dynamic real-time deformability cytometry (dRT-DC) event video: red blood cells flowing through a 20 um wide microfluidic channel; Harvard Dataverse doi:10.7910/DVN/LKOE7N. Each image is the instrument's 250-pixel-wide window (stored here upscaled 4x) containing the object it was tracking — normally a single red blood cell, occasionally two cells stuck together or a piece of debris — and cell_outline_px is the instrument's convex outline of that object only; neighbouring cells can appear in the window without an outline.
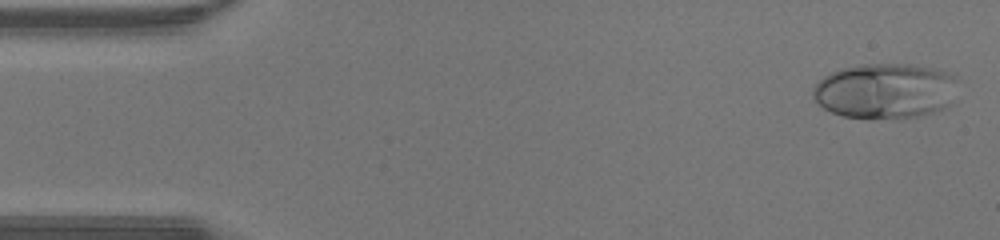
{"species": "human", "species_latin": "Homo sapiens", "temperature_condition": "warm", "stored_images_in_passage": 46, "camera_frame_rate_fps": 3000, "um_per_image_px": 0.085, "donor": {"sex": "male"}, "frame": {"image": 1, "passage_image": 2, "time_ms": 0.333, "image_size_px": [1000, 240], "cell_outline_px": [[956, 80], [952, 104], [944, 108], [932, 112], [916, 116], [872, 120], [844, 116], [832, 112], [824, 108], [812, 96], [812, 88], [824, 76], [832, 72], [844, 68], [864, 64], [908, 64], [932, 68], [944, 72], [952, 76]], "centroid_in_image_um": [75.21, 7.75], "position_along_channel_um": 9.8, "area_um2": 46.59}}
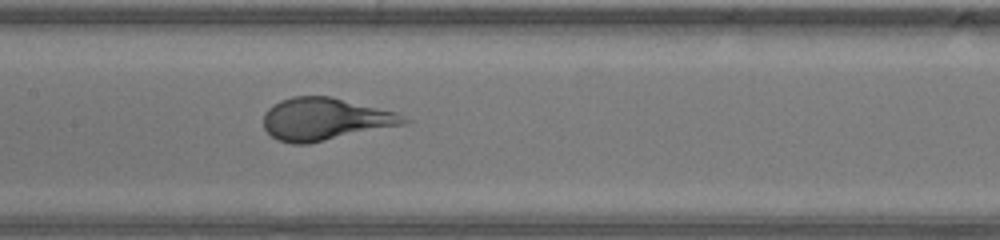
{"frame": {"image": 2, "passage_image": 22, "time_ms": 7.0, "image_size_px": [1000, 240], "cell_outline_px": [[412, 120], [404, 124], [308, 144], [292, 144], [276, 140], [264, 128], [264, 112], [272, 104], [280, 100], [292, 96], [332, 96], [396, 112]], "centroid_in_image_um": [27.6, 10.12], "position_along_channel_um": 179.8, "area_um2": 34.8}}
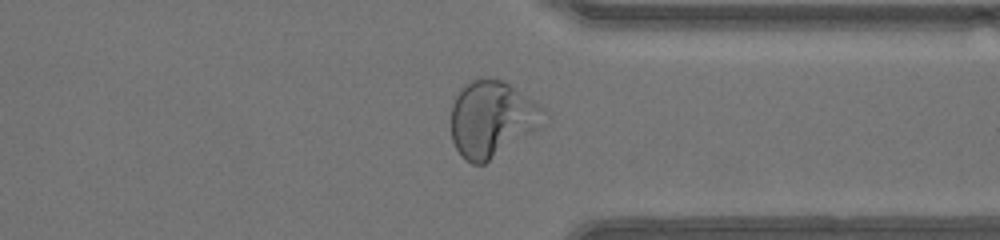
{"frame": {"image": 3, "passage_image": 35, "time_ms": 11.333, "image_size_px": [1000, 240], "cell_outline_px": [[548, 112], [484, 164], [472, 164], [464, 160], [460, 156], [452, 140], [452, 104], [460, 88], [464, 84], [480, 76], [484, 76], [500, 80], [508, 84], [544, 108]], "centroid_in_image_um": [41.65, 10.04], "position_along_channel_um": 369.8, "area_um2": 39.13}}